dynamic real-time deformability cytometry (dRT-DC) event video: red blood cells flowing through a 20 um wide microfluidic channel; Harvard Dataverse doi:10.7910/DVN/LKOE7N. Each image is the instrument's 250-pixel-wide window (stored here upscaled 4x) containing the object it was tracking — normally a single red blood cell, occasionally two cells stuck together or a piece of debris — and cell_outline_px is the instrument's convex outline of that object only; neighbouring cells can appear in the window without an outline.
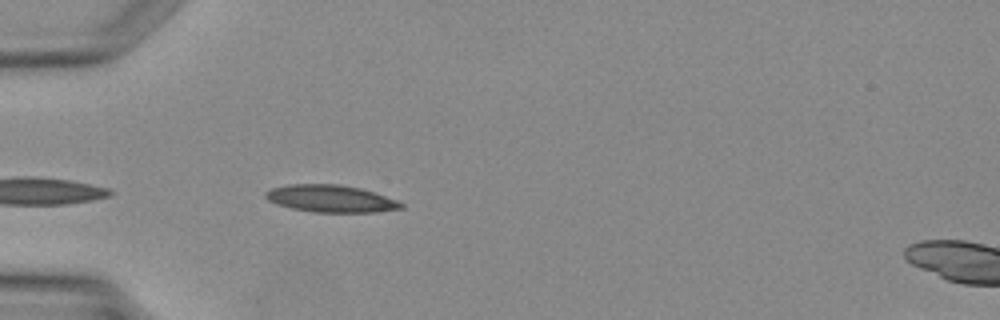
{"species": "Egyptian fruit bat (a non-hibernating species)", "species_latin": "Rousettus aegyptiacus", "temperature_condition": "warm", "stored_images_in_passage": 4, "segment_of_instrument_passage": [1, 2], "camera_frame_rate_fps": 3000, "um_per_image_px": 0.085, "animal": {"sex": "female"}, "frame": {"image": 1, "passage_image": 3, "time_ms": 2.333, "image_size_px": [1000, 320], "cell_outline_px": [[404, 208], [376, 212], [316, 212], [292, 208], [268, 200], [264, 196], [264, 192], [272, 188], [288, 184], [340, 184], [360, 188], [396, 200], [404, 204]], "centroid_in_image_um": [28.11, 16.88], "position_along_channel_um": 56.9, "area_um2": 21.27}}